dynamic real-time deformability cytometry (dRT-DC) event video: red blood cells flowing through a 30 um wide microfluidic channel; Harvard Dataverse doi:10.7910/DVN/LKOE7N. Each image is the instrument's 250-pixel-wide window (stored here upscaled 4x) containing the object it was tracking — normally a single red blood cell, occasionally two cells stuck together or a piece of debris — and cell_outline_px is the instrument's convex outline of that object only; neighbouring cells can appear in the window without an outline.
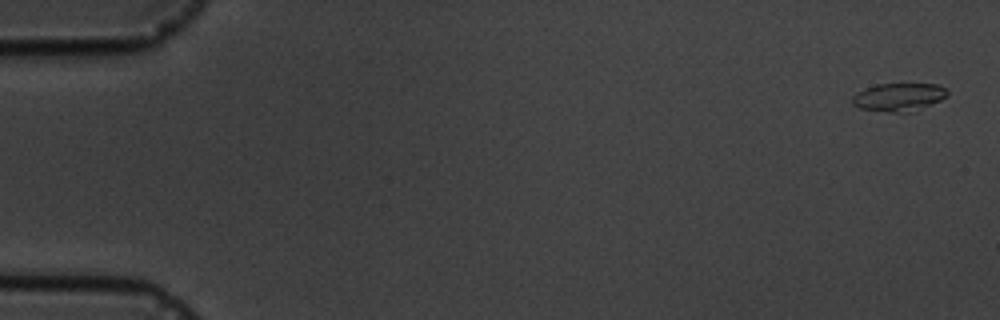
{"species": "common noctule bat (a hibernating species)", "species_latin": "Nyctalus noctula", "temperature_condition": "cold", "stored_images_in_passage": 5, "camera_frame_rate_fps": 3000, "um_per_image_px": 0.085, "animal": {"sex": "male", "body_mass_g": 19.5, "forearm_length_mm": 54.6}, "frame": {"image": 1, "passage_image": 1, "time_ms": 0.0, "image_size_px": [1000, 320], "cell_outline_px": [[948, 92], [940, 100], [916, 112], [888, 112], [860, 108], [852, 104], [852, 96], [864, 88], [876, 84], [936, 84], [944, 88]], "centroid_in_image_um": [76.37, 8.26], "position_along_channel_um": 8.6, "area_um2": 15.55}}
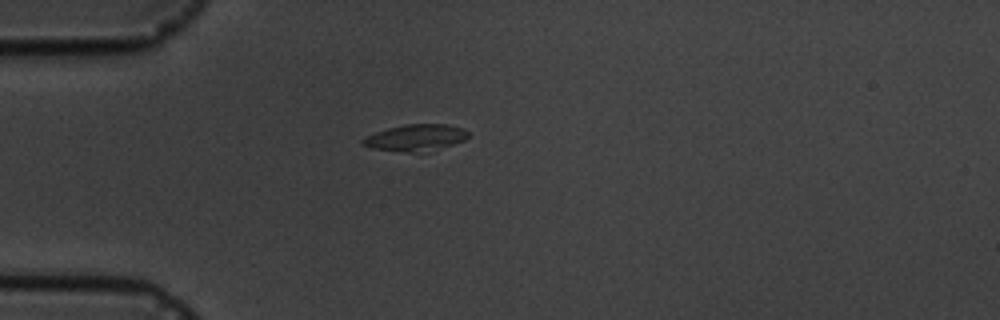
{"frame": {"image": 2, "passage_image": 5, "time_ms": 4.667, "image_size_px": [1000, 320], "cell_outline_px": [[468, 136], [464, 140], [432, 152], [408, 152], [372, 148], [360, 144], [360, 140], [376, 132], [388, 128], [404, 124], [448, 124], [464, 128], [468, 132]], "centroid_in_image_um": [35.36, 11.71], "position_along_channel_um": 49.6, "area_um2": 16.47}}